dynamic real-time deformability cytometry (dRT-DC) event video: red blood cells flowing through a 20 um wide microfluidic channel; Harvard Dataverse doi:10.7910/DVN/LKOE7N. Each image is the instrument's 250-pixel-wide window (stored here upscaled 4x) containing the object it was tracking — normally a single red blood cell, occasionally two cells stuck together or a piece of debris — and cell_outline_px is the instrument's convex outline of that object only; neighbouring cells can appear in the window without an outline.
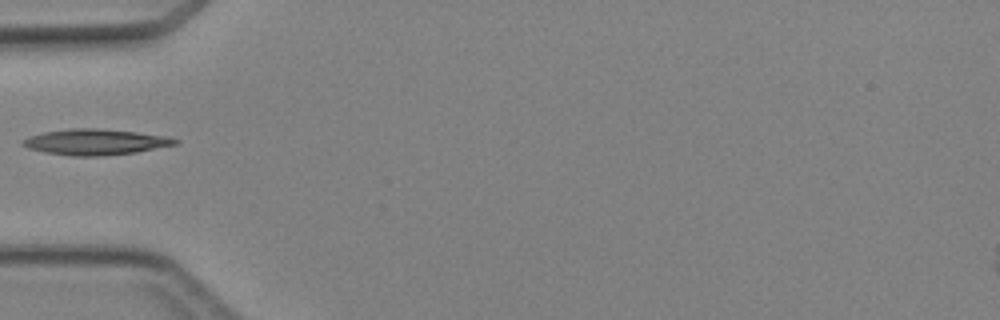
{"species": "Egyptian fruit bat (a non-hibernating species)", "species_latin": "Rousettus aegyptiacus", "temperature_condition": "cold", "stored_images_in_passage": 1, "camera_frame_rate_fps": 3000, "um_per_image_px": 0.085, "animal": {"sex": "female"}, "frame": {"image": 1, "passage_image": 1, "time_ms": 0.0, "image_size_px": [1000, 320], "cell_outline_px": [[180, 140], [176, 144], [136, 152], [100, 156], [72, 156], [44, 152], [28, 148], [20, 144], [20, 140], [44, 132], [68, 128], [100, 128], [136, 132], [168, 136]], "centroid_in_image_um": [8.09, 12.06], "position_along_channel_um": 76.9, "area_um2": 22.95}}